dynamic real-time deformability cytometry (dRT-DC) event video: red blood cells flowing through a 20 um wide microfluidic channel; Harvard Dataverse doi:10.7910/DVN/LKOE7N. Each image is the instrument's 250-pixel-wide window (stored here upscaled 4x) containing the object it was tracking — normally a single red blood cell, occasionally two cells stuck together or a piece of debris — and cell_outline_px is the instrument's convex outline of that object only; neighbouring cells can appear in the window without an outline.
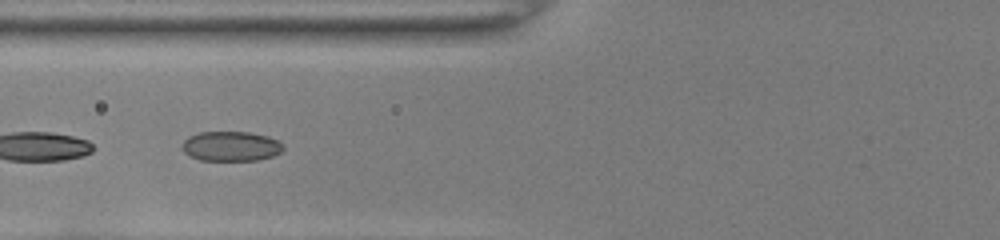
{"species": "common noctule bat (a hibernating species)", "species_latin": "Nyctalus noctula", "temperature_condition": "room temperature", "stored_images_in_passage": 18, "segment_of_instrument_passage": [2, 2], "camera_frame_rate_fps": 3000, "um_per_image_px": 0.085, "animal": {"sex": "female", "body_mass_g": 22.0, "forearm_length_mm": 56.7}, "frame": {"image": 1, "passage_image": 12, "time_ms": 3.667, "image_size_px": [1000, 240], "cell_outline_px": [[284, 148], [280, 152], [272, 156], [256, 160], [200, 160], [184, 152], [180, 148], [184, 140], [188, 136], [200, 132], [248, 132], [268, 136], [284, 144]], "centroid_in_image_um": [19.61, 12.42], "position_along_channel_um": 106.2, "area_um2": 17.51}}
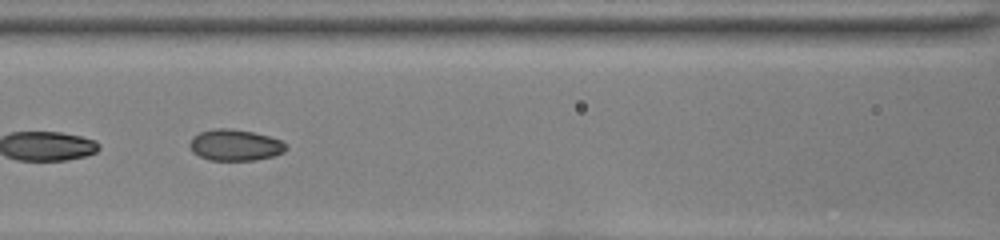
{"frame": {"image": 2, "passage_image": 15, "time_ms": 4.667, "image_size_px": [1000, 240], "cell_outline_px": [[288, 148], [284, 152], [272, 156], [256, 160], [208, 160], [192, 152], [188, 144], [192, 136], [200, 132], [216, 128], [228, 128], [252, 132], [268, 136], [280, 140], [288, 144]], "centroid_in_image_um": [19.97, 12.33], "position_along_channel_um": 146.6, "area_um2": 17.63}}